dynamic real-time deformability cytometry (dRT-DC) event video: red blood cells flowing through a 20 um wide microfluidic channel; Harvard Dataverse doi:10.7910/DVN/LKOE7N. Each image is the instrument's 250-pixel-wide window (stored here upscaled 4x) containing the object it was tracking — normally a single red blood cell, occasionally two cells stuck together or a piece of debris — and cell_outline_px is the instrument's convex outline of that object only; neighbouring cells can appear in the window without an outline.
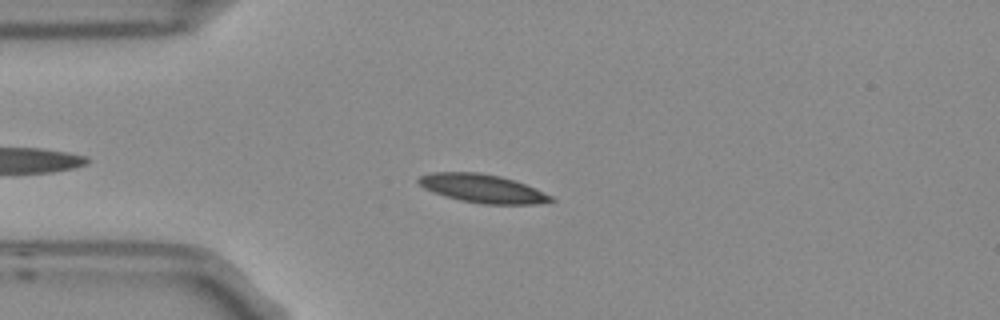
{"species": "Egyptian fruit bat (a non-hibernating species)", "species_latin": "Rousettus aegyptiacus", "temperature_condition": "room temperature", "stored_images_in_passage": 7, "camera_frame_rate_fps": 3000, "um_per_image_px": 0.085, "frame": {"image": 1, "passage_image": 4, "time_ms": 1.0, "image_size_px": [1000, 320], "cell_outline_px": [[556, 200], [536, 204], [484, 204], [460, 200], [444, 196], [432, 192], [424, 188], [416, 180], [420, 176], [432, 172], [480, 172], [500, 176], [536, 188], [552, 196]], "centroid_in_image_um": [41.0, 16.02], "position_along_channel_um": 44.0, "area_um2": 21.91}}
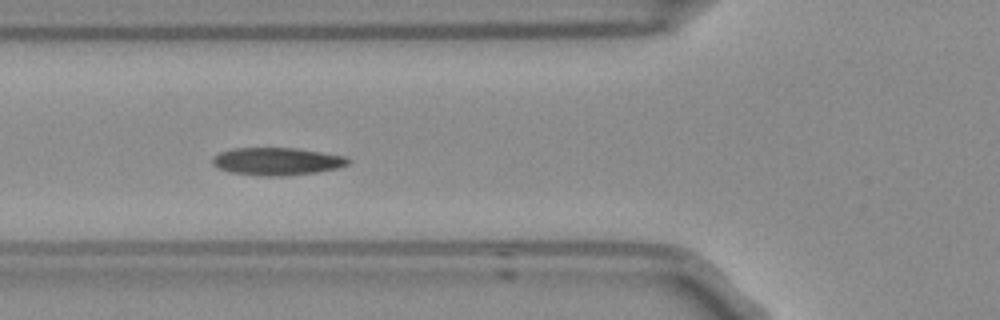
{"frame": {"image": 2, "passage_image": 6, "time_ms": 1.667, "image_size_px": [1000, 320], "cell_outline_px": [[352, 160], [348, 164], [336, 168], [316, 172], [284, 176], [264, 176], [228, 172], [216, 168], [212, 164], [212, 160], [220, 152], [232, 148], [296, 148], [348, 156]], "centroid_in_image_um": [23.55, 13.71], "position_along_channel_um": 102.3, "area_um2": 21.96}}